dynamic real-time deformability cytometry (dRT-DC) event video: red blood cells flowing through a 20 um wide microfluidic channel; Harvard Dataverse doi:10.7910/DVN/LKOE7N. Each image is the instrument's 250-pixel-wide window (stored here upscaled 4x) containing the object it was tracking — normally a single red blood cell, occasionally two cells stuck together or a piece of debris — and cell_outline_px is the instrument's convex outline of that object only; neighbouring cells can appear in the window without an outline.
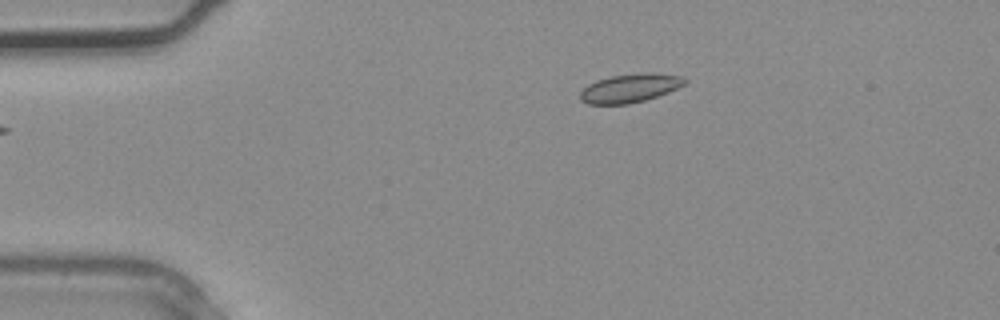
{"species": "common noctule bat (a hibernating species)", "species_latin": "Nyctalus noctula", "temperature_condition": "warm", "stored_images_in_passage": 3, "camera_frame_rate_fps": 3000, "um_per_image_px": 0.085, "animal": {"sex": "male", "body_mass_g": 20.4}, "frame": {"image": 1, "passage_image": 3, "time_ms": 0.667, "image_size_px": [1000, 320], "cell_outline_px": [[688, 80], [684, 84], [668, 92], [644, 100], [628, 104], [588, 104], [580, 100], [580, 92], [588, 84], [596, 80], [612, 76], [640, 72], [652, 72], [684, 76]], "centroid_in_image_um": [53.55, 7.47], "position_along_channel_um": 31.5, "area_um2": 17.51}}